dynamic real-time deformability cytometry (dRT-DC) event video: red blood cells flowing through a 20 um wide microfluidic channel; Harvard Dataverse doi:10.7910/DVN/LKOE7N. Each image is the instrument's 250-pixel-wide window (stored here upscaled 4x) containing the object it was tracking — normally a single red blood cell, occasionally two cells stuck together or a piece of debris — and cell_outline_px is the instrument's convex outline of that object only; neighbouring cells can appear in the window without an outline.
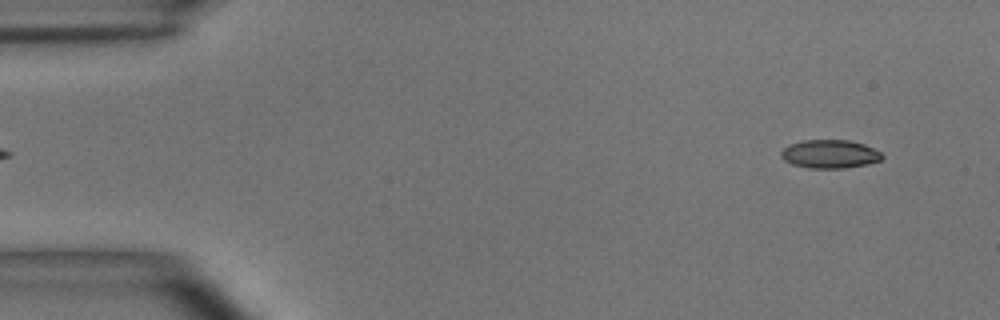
{"species": "common noctule bat (a hibernating species)", "species_latin": "Nyctalus noctula", "temperature_condition": "room temperature", "stored_images_in_passage": 53, "camera_frame_rate_fps": 3000, "um_per_image_px": 0.085, "animal": {"sex": "male", "body_mass_g": 15.6}, "frame": {"image": 1, "passage_image": 2, "time_ms": 0.333, "image_size_px": [1000, 320], "cell_outline_px": [[884, 156], [880, 160], [868, 164], [844, 168], [808, 168], [792, 164], [784, 160], [780, 156], [780, 152], [788, 144], [804, 140], [848, 140], [864, 144], [880, 152]], "centroid_in_image_um": [70.51, 13.09], "position_along_channel_um": 14.5, "area_um2": 16.76}}
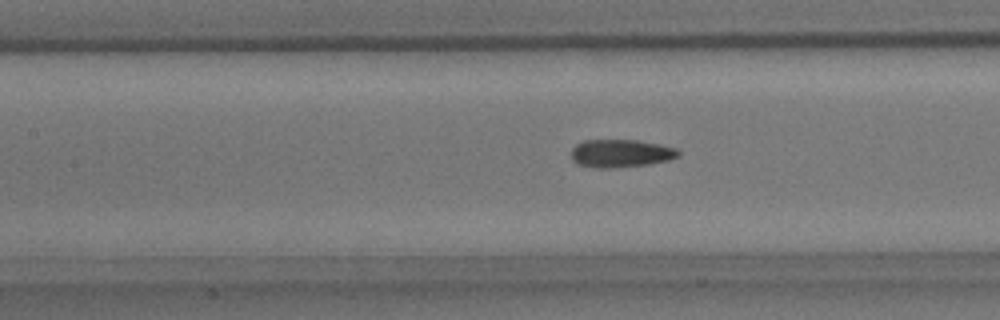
{"frame": {"image": 2, "passage_image": 22, "time_ms": 7.0, "image_size_px": [1000, 320], "cell_outline_px": [[680, 156], [668, 160], [648, 164], [612, 168], [596, 168], [576, 164], [572, 160], [572, 148], [576, 144], [584, 140], [636, 140], [660, 144], [676, 148], [680, 152]], "centroid_in_image_um": [52.76, 13.03], "position_along_channel_um": 154.6, "area_um2": 17.51}}
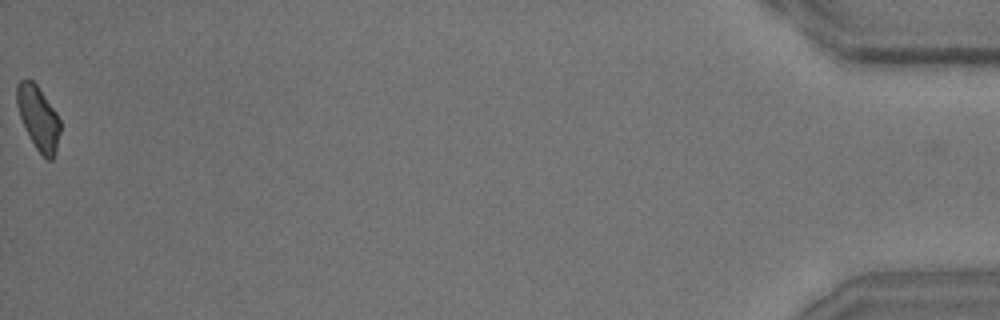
{"frame": {"image": 3, "passage_image": 53, "time_ms": 17.333, "image_size_px": [1000, 320], "cell_outline_px": [[60, 132], [56, 152], [52, 160], [48, 160], [36, 148], [20, 116], [16, 104], [16, 88], [20, 80], [32, 80], [36, 84], [56, 112], [60, 120]], "centroid_in_image_um": [3.27, 10.02], "position_along_channel_um": 431.9, "area_um2": 15.78}, "authors_computed_cell_mechanics": {"area_um2": 17.051, "velocity_mm_per_s": 3.6298, "shape_relaxation_time_tau1_ms": 4.5164, "shape_relaxation_time_tau2_ms": 2.4034, "deformation_change_tau1": 0.1333, "deformation_change_tau2": 0.0934}}